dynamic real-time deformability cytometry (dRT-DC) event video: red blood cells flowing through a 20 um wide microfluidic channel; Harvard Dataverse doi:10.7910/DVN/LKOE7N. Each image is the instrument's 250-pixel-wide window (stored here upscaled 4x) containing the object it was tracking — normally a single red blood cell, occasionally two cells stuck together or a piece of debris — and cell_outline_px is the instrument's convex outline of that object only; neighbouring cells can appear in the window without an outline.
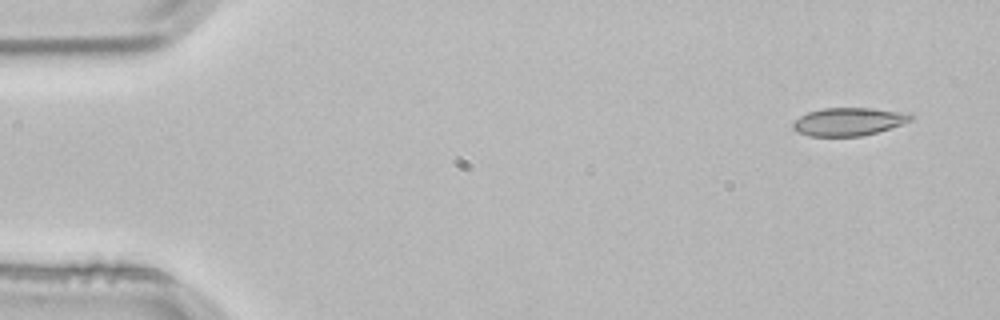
{"species": "common noctule bat (a hibernating species)", "species_latin": "Nyctalus noctula", "temperature_condition": "room temperature", "stored_images_in_passage": 4, "camera_frame_rate_fps": 3000, "um_per_image_px": 0.085, "animal": {"sex": "male", "body_mass_g": 21.5, "forearm_length_mm": 52.0}, "frame": {"image": 1, "passage_image": 1, "time_ms": 0.0, "image_size_px": [1000, 320], "cell_outline_px": [[916, 116], [912, 120], [876, 132], [860, 136], [808, 136], [796, 132], [792, 128], [792, 124], [800, 116], [808, 112], [824, 108], [872, 108], [912, 112]], "centroid_in_image_um": [72.16, 10.33], "position_along_channel_um": 12.8, "area_um2": 19.36}}
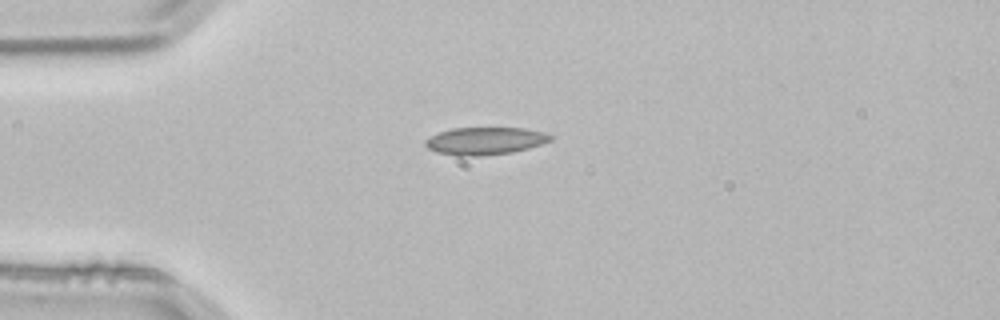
{"frame": {"image": 2, "passage_image": 3, "time_ms": 0.667, "image_size_px": [1000, 320], "cell_outline_px": [[556, 136], [552, 140], [528, 148], [512, 152], [480, 156], [456, 156], [436, 152], [428, 148], [424, 144], [424, 140], [440, 132], [452, 128], [524, 128], [544, 132]], "centroid_in_image_um": [41.24, 11.98], "position_along_channel_um": 43.8, "area_um2": 20.11}}